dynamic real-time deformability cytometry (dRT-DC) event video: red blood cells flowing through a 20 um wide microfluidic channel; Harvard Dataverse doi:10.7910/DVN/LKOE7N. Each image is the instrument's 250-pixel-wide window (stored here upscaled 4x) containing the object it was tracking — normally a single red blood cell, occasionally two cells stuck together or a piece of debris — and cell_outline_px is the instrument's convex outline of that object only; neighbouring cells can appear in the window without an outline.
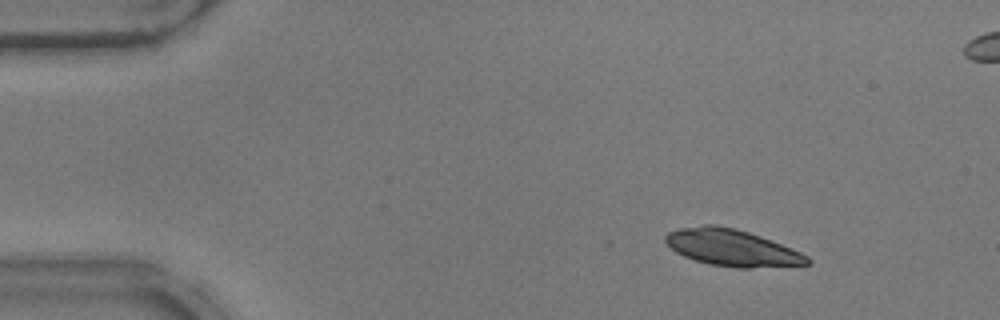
{"species": "common noctule bat (a hibernating species)", "species_latin": "Nyctalus noctula", "temperature_condition": "warm", "stored_images_in_passage": 52, "segment_of_instrument_passage": [1, 2], "camera_frame_rate_fps": 3000, "um_per_image_px": 0.085, "animal": {"sex": "male", "body_mass_g": 17.9}, "frame": {"image": 1, "passage_image": 6, "time_ms": 1.667, "image_size_px": [1000, 320], "cell_outline_px": [[812, 264], [748, 268], [736, 268], [712, 264], [696, 260], [684, 256], [676, 252], [664, 240], [664, 236], [668, 232], [680, 228], [704, 224], [716, 224], [736, 228], [760, 236], [792, 248], [808, 256], [812, 260]], "centroid_in_image_um": [62.23, 21.05], "position_along_channel_um": 22.8, "area_um2": 30.29}}
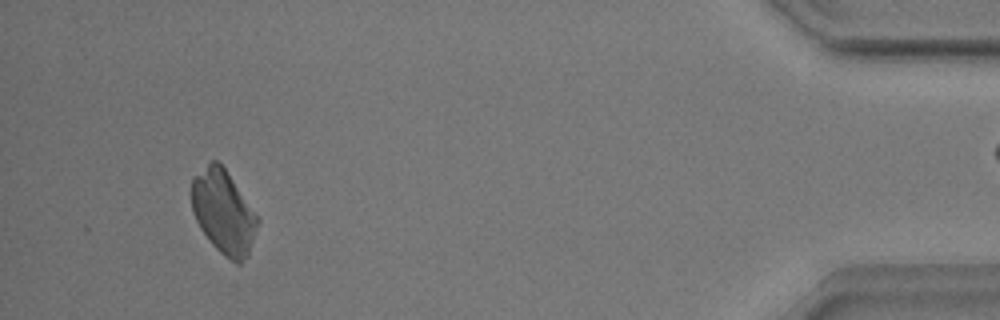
{"frame": {"image": 2, "passage_image": 48, "time_ms": 15.667, "image_size_px": [1000, 320], "cell_outline_px": [[260, 220], [248, 256], [240, 264], [236, 264], [224, 256], [212, 244], [200, 228], [192, 212], [192, 180], [212, 160], [216, 160], [224, 168]], "centroid_in_image_um": [19.01, 18.09], "position_along_channel_um": 416.2, "area_um2": 31.56}}